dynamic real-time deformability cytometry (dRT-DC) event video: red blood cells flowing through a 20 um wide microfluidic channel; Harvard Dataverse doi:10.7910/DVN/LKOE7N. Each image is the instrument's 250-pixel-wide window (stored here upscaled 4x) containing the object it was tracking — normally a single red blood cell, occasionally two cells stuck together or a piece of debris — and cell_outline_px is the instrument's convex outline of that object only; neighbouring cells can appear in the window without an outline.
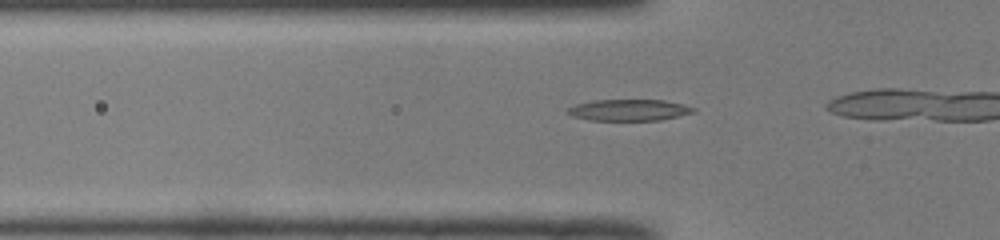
{"species": "common noctule bat (a hibernating species)", "species_latin": "Nyctalus noctula", "temperature_condition": "room temperature", "stored_images_in_passage": 15, "camera_frame_rate_fps": 3000, "um_per_image_px": 0.085, "animal": {"sex": "male", "body_mass_g": 19.0, "forearm_length_mm": 50.8}, "frame": {"image": 1, "passage_image": 9, "time_ms": 2.667, "image_size_px": [1000, 240], "cell_outline_px": [[696, 112], [660, 120], [588, 120], [572, 116], [568, 112], [568, 108], [576, 104], [592, 100], [664, 100], [684, 104], [696, 108]], "centroid_in_image_um": [53.49, 9.35], "position_along_channel_um": 72.3, "area_um2": 15.66}}